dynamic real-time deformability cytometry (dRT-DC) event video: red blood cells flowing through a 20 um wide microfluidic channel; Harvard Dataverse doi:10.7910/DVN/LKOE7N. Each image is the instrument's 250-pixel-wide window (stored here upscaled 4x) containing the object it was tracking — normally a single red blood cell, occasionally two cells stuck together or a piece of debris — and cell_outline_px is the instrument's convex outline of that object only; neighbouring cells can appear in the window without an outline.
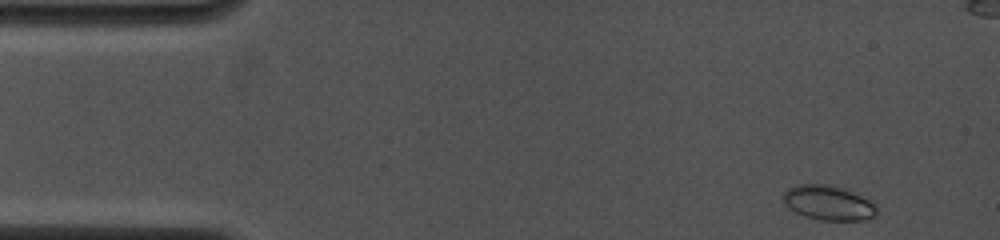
{"species": "common noctule bat (a hibernating species)", "species_latin": "Nyctalus noctula", "temperature_condition": "cold", "stored_images_in_passage": 97, "camera_frame_rate_fps": 4000, "um_per_image_px": 0.085, "animal": {"sex": "female", "body_mass_g": 19.0, "forearm_length_mm": 53.3}, "frame": {"image": 1, "passage_image": 1, "time_ms": 0.0, "image_size_px": [1000, 240], "cell_outline_px": [[876, 216], [864, 220], [820, 220], [804, 216], [788, 208], [784, 200], [784, 192], [788, 188], [796, 184], [832, 184], [844, 188], [868, 200], [876, 208]], "centroid_in_image_um": [70.38, 17.23], "position_along_channel_um": 14.6, "area_um2": 18.79}}
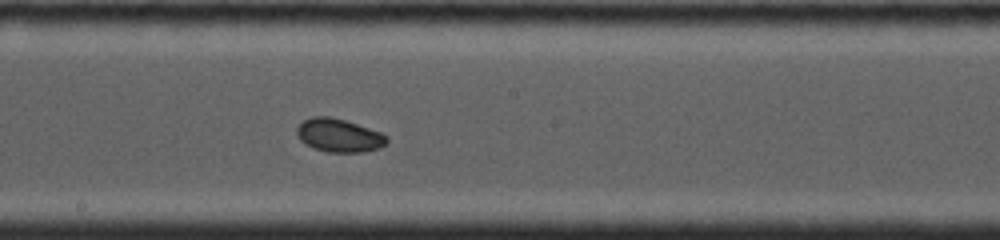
{"frame": {"image": 2, "passage_image": 53, "time_ms": 7.5, "image_size_px": [1000, 240], "cell_outline_px": [[388, 140], [380, 148], [364, 152], [328, 152], [312, 148], [304, 144], [296, 136], [296, 128], [304, 120], [312, 116], [328, 116], [344, 120], [380, 132], [388, 136]], "centroid_in_image_um": [28.77, 11.52], "position_along_channel_um": 219.4, "area_um2": 17.51}}
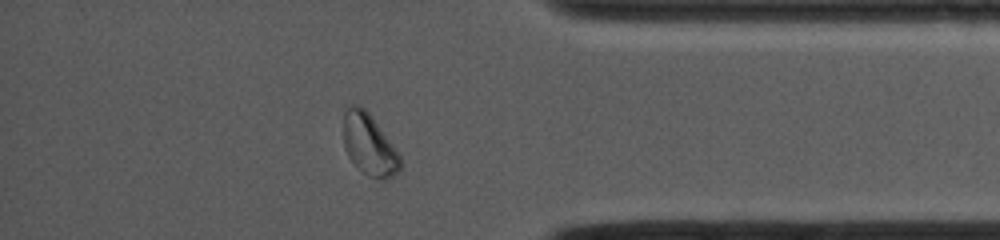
{"frame": {"image": 3, "passage_image": 82, "time_ms": 12.25, "image_size_px": [1000, 240], "cell_outline_px": [[404, 164], [400, 172], [384, 180], [380, 180], [368, 176], [360, 172], [356, 168], [348, 156], [344, 148], [344, 112], [352, 104], [360, 104], [372, 116], [400, 156]], "centroid_in_image_um": [31.39, 12.34], "position_along_channel_um": 403.8, "area_um2": 20.63}}